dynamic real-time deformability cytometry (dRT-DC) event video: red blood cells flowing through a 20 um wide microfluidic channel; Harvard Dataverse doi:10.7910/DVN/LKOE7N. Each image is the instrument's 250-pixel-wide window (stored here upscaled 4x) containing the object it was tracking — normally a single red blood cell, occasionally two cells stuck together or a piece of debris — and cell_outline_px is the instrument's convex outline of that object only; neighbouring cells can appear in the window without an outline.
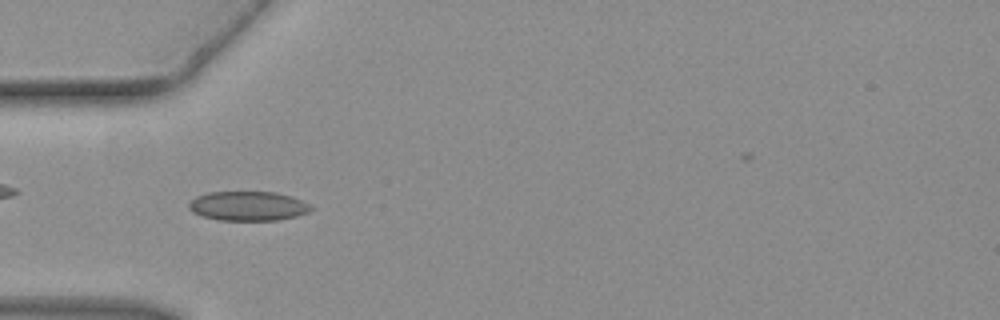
{"species": "common noctule bat (a hibernating species)", "species_latin": "Nyctalus noctula", "temperature_condition": "warm", "stored_images_in_passage": 20, "camera_frame_rate_fps": 3000, "um_per_image_px": 0.085, "animal": {"sex": "female", "body_mass_g": 19.3, "forearm_length_mm": 54.1}, "frame": {"image": 1, "passage_image": 9, "time_ms": 2.667, "image_size_px": [1000, 320], "cell_outline_px": [[312, 208], [308, 212], [296, 216], [280, 220], [220, 220], [204, 216], [192, 212], [188, 208], [188, 204], [196, 196], [208, 192], [276, 192], [292, 196], [308, 204]], "centroid_in_image_um": [21.07, 17.51], "position_along_channel_um": 63.9, "area_um2": 20.81}}
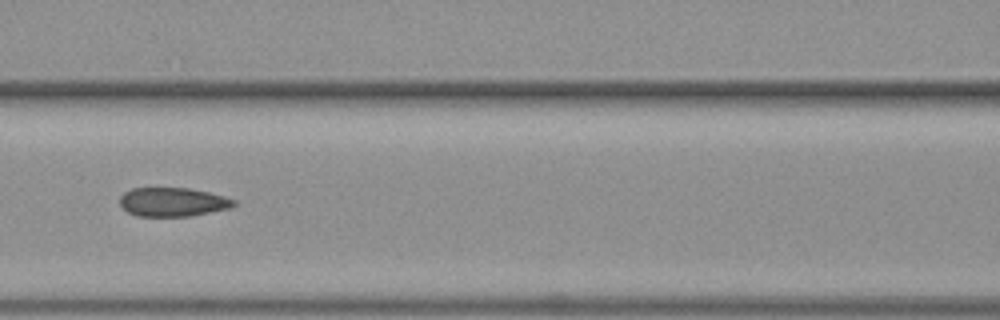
{"frame": {"image": 2, "passage_image": 15, "time_ms": 4.667, "image_size_px": [1000, 320], "cell_outline_px": [[236, 204], [228, 208], [192, 216], [136, 216], [128, 212], [120, 204], [120, 196], [124, 192], [132, 188], [188, 188], [208, 192], [224, 196], [236, 200]], "centroid_in_image_um": [14.67, 17.17], "position_along_channel_um": 151.9, "area_um2": 19.13}}
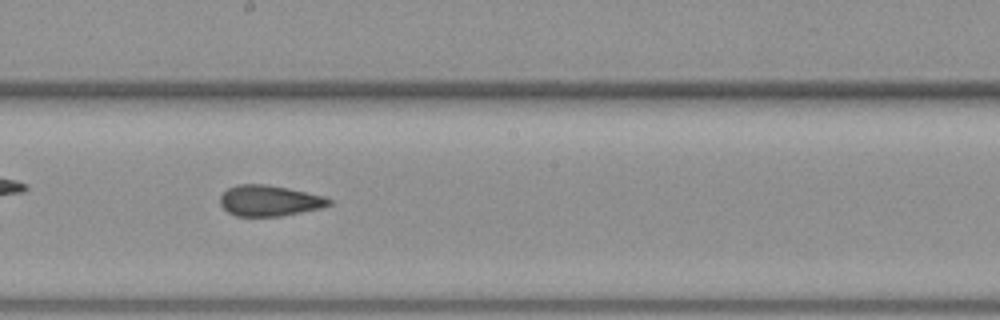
{"frame": {"image": 3, "passage_image": 20, "time_ms": 6.333, "image_size_px": [1000, 320], "cell_outline_px": [[332, 204], [324, 208], [280, 216], [236, 216], [228, 212], [220, 204], [220, 196], [228, 188], [236, 184], [268, 184], [288, 188], [324, 196], [332, 200]], "centroid_in_image_um": [22.92, 17.05], "position_along_channel_um": 225.3, "area_um2": 19.71}}